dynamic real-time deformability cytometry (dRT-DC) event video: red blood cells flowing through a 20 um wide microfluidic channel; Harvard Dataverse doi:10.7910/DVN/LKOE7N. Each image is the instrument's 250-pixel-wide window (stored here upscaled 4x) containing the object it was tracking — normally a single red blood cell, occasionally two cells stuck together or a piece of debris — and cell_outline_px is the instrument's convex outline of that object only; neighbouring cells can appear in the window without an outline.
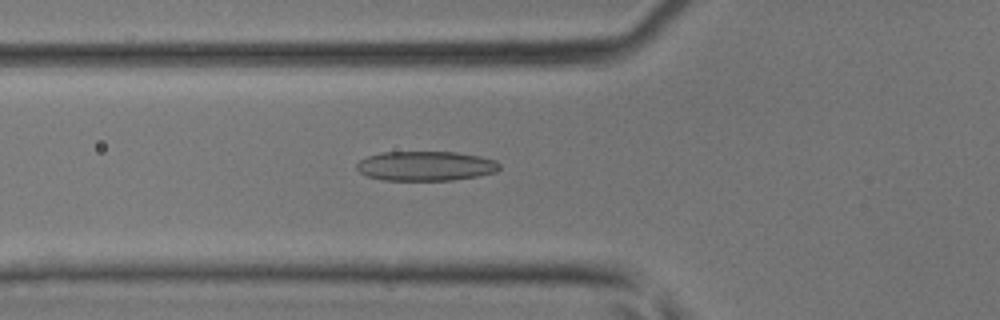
{"species": "common noctule bat (a hibernating species)", "species_latin": "Nyctalus noctula", "temperature_condition": "room temperature", "stored_images_in_passage": 34, "camera_frame_rate_fps": 3000, "um_per_image_px": 0.085, "animal": {"sex": "male", "body_mass_g": 17.9, "forearm_length_mm": 54.2}, "frame": {"image": 1, "passage_image": 6, "time_ms": 1.667, "image_size_px": [1000, 320], "cell_outline_px": [[500, 168], [496, 172], [476, 176], [452, 180], [384, 180], [368, 176], [360, 172], [356, 168], [356, 164], [360, 160], [368, 156], [384, 152], [456, 152], [480, 156], [496, 160], [500, 164]], "centroid_in_image_um": [36.2, 14.1], "position_along_channel_um": 89.6, "area_um2": 24.57}}
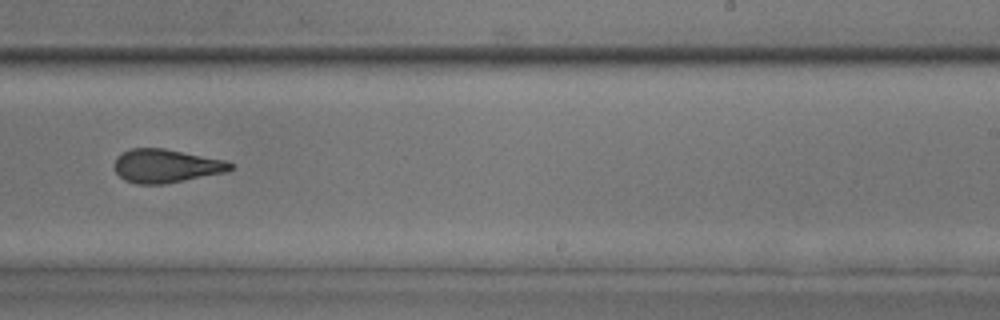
{"frame": {"image": 2, "passage_image": 18, "time_ms": 5.667, "image_size_px": [1000, 320], "cell_outline_px": [[232, 168], [228, 172], [164, 184], [136, 184], [124, 180], [112, 168], [112, 164], [116, 156], [132, 148], [164, 148], [228, 160], [232, 164]], "centroid_in_image_um": [14.1, 14.1], "position_along_channel_um": 274.9, "area_um2": 23.0}}
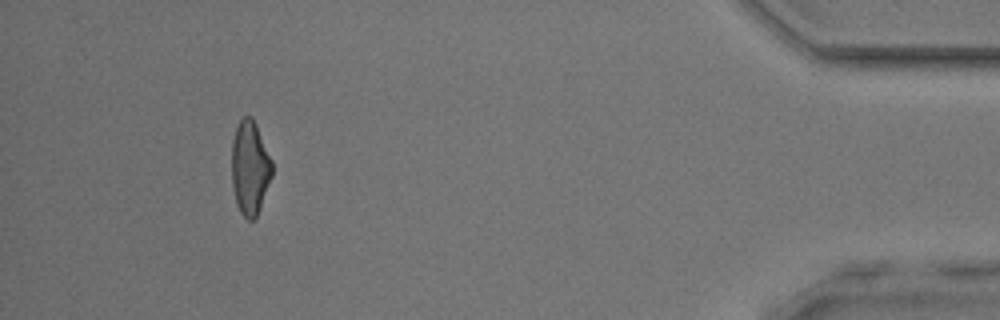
{"frame": {"image": 3, "passage_image": 31, "time_ms": 10.0, "image_size_px": [1000, 320], "cell_outline_px": [[272, 176], [260, 208], [256, 216], [252, 220], [248, 220], [240, 212], [236, 204], [232, 184], [232, 140], [236, 128], [240, 120], [244, 116], [252, 116], [256, 124], [272, 160]], "centroid_in_image_um": [21.24, 14.26], "position_along_channel_um": 414.0, "area_um2": 22.08}}